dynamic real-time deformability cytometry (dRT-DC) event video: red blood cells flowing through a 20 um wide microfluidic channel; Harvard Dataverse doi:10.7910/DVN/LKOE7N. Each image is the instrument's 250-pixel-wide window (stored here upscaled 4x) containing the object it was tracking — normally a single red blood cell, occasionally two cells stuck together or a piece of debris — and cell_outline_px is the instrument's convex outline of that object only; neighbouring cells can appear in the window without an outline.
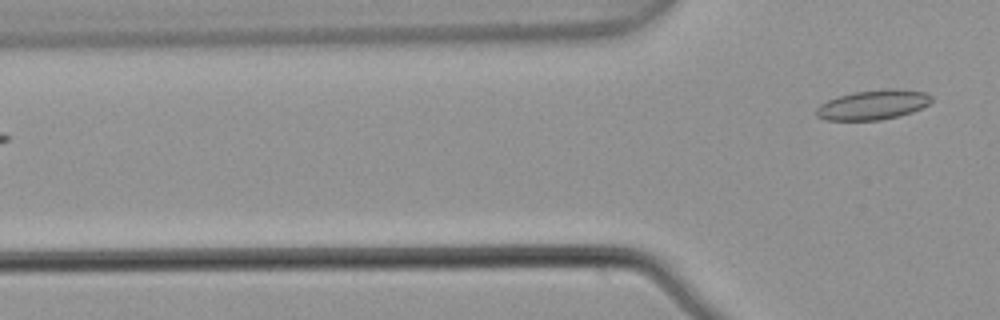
{"species": "common noctule bat (a hibernating species)", "species_latin": "Nyctalus noctula", "temperature_condition": "warm", "stored_images_in_passage": 6, "camera_frame_rate_fps": 3000, "um_per_image_px": 0.085, "animal": {"sex": "male", "body_mass_g": 21.5, "forearm_length_mm": 52.0}, "frame": {"image": 1, "passage_image": 6, "time_ms": 1.667, "image_size_px": [1000, 320], "cell_outline_px": [[932, 100], [928, 104], [912, 112], [880, 120], [824, 120], [816, 116], [816, 108], [820, 104], [828, 100], [840, 96], [856, 92], [888, 88], [896, 88], [928, 92], [932, 96]], "centroid_in_image_um": [74.22, 8.9], "position_along_channel_um": 51.6, "area_um2": 19.88}}